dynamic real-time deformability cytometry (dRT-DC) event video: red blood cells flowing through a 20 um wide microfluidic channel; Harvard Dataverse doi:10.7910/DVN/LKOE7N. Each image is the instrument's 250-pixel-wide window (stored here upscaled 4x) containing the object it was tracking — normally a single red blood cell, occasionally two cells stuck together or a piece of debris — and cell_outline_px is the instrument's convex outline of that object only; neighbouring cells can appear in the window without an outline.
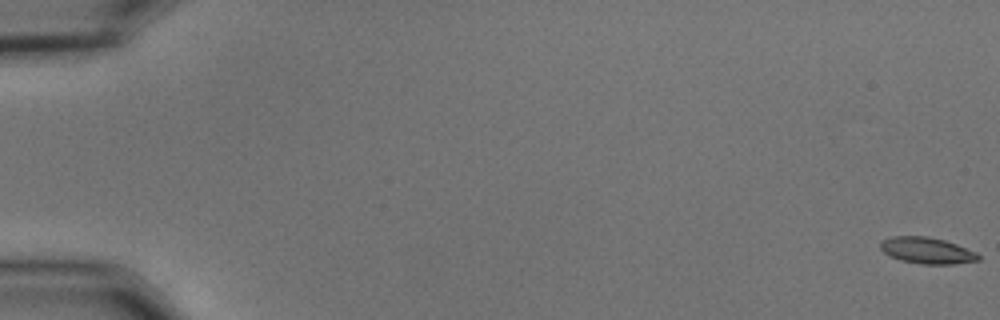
{"species": "common noctule bat (a hibernating species)", "species_latin": "Nyctalus noctula", "temperature_condition": "cold", "stored_images_in_passage": 57, "camera_frame_rate_fps": 3000, "um_per_image_px": 0.085, "animal": {"sex": "male", "body_mass_g": 15.6}, "frame": {"image": 1, "passage_image": 1, "time_ms": 0.0, "image_size_px": [1000, 320], "cell_outline_px": [[980, 260], [952, 264], [920, 264], [900, 260], [884, 252], [880, 248], [880, 240], [892, 236], [928, 236], [944, 240], [956, 244], [976, 252], [980, 256]], "centroid_in_image_um": [78.78, 21.29], "position_along_channel_um": 6.2, "area_um2": 15.03}}
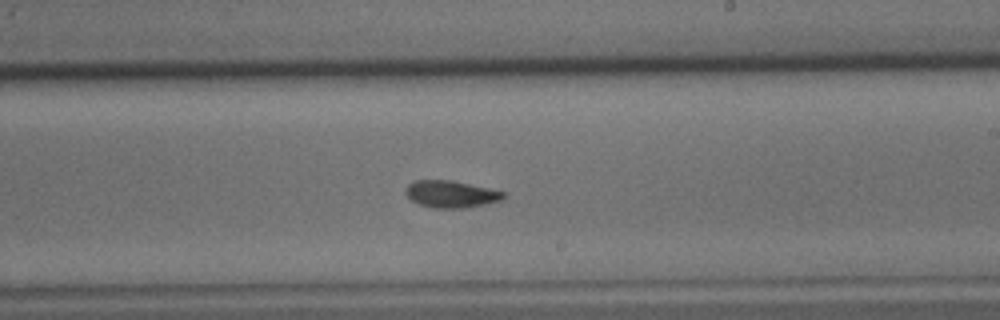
{"frame": {"image": 2, "passage_image": 35, "time_ms": 11.333, "image_size_px": [1000, 320], "cell_outline_px": [[504, 196], [500, 200], [488, 204], [468, 208], [432, 208], [420, 204], [412, 200], [404, 192], [404, 188], [408, 184], [416, 180], [452, 180], [488, 188], [504, 192]], "centroid_in_image_um": [38.31, 16.5], "position_along_channel_um": 250.7, "area_um2": 15.43}}
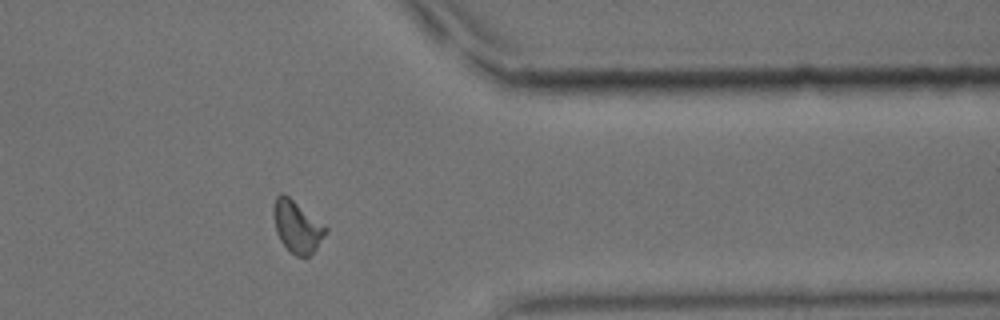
{"frame": {"image": 3, "passage_image": 47, "time_ms": 15.333, "image_size_px": [1000, 320], "cell_outline_px": [[328, 232], [316, 248], [308, 256], [296, 256], [288, 252], [280, 240], [276, 232], [272, 212], [276, 196], [280, 192], [284, 192], [324, 224], [328, 228]], "centroid_in_image_um": [25.23, 19.25], "position_along_channel_um": 386.2, "area_um2": 16.01}, "authors_computed_cell_mechanics": {"area_um2": 15.317, "velocity_mm_per_s": 3.6348, "shape_relaxation_time_tau1_ms": 3.7637, "shape_relaxation_time_tau2_ms": 2.5399, "deformation_change_tau1": 0.1308, "deformation_change_tau2": 0.068}}